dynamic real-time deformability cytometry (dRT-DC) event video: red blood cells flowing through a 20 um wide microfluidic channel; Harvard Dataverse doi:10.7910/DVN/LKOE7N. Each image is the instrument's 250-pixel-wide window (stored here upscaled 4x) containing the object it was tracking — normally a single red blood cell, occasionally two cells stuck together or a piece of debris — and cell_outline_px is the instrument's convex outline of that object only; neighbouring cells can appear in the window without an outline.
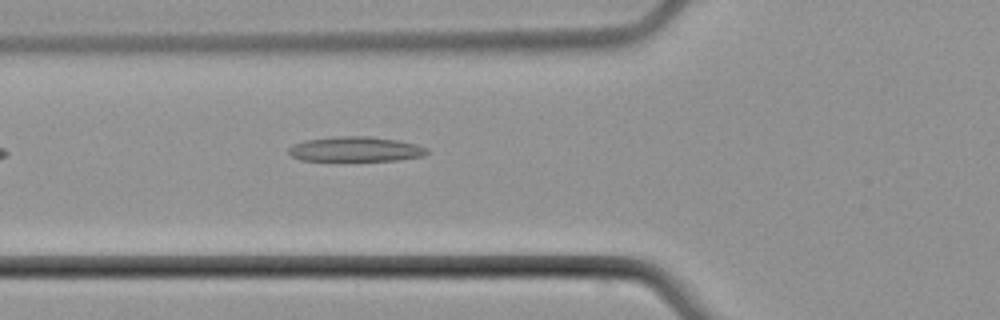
{"species": "common noctule bat (a hibernating species)", "species_latin": "Nyctalus noctula", "temperature_condition": "cold", "stored_images_in_passage": 6, "camera_frame_rate_fps": 3000, "um_per_image_px": 0.085, "animal": {"sex": "male", "body_mass_g": 21.5, "forearm_length_mm": 52.0}, "frame": {"image": 1, "passage_image": 6, "time_ms": 6.333, "image_size_px": [1000, 320], "cell_outline_px": [[428, 152], [424, 156], [396, 160], [300, 160], [292, 156], [288, 152], [288, 148], [292, 144], [304, 140], [336, 136], [368, 136], [400, 140], [416, 144], [428, 148]], "centroid_in_image_um": [30.22, 12.66], "position_along_channel_um": 95.6, "area_um2": 20.11}}